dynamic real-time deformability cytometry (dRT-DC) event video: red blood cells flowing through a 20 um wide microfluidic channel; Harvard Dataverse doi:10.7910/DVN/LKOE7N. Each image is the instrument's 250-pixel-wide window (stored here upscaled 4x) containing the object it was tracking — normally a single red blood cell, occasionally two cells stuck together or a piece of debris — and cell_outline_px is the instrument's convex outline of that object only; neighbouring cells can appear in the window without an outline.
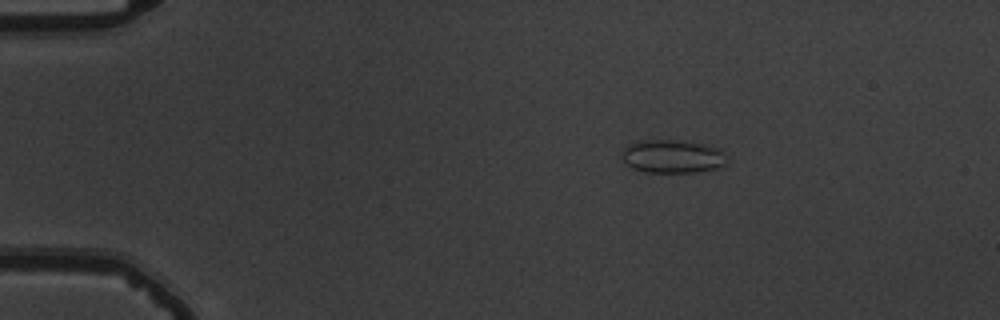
{"species": "common noctule bat (a hibernating species)", "species_latin": "Nyctalus noctula", "temperature_condition": "warm", "stored_images_in_passage": 54, "camera_frame_rate_fps": 3000, "um_per_image_px": 0.085, "animal": {"sex": "male", "body_mass_g": 19.5, "forearm_length_mm": 54.6}, "frame": {"image": 1, "passage_image": 9, "time_ms": 2.667, "image_size_px": [1000, 320], "cell_outline_px": [[728, 164], [716, 168], [696, 172], [648, 172], [632, 168], [624, 164], [624, 148], [628, 144], [636, 140], [672, 140], [704, 144], [720, 148], [724, 152], [728, 160]], "centroid_in_image_um": [57.19, 13.29], "position_along_channel_um": 27.8, "area_um2": 20.46}}
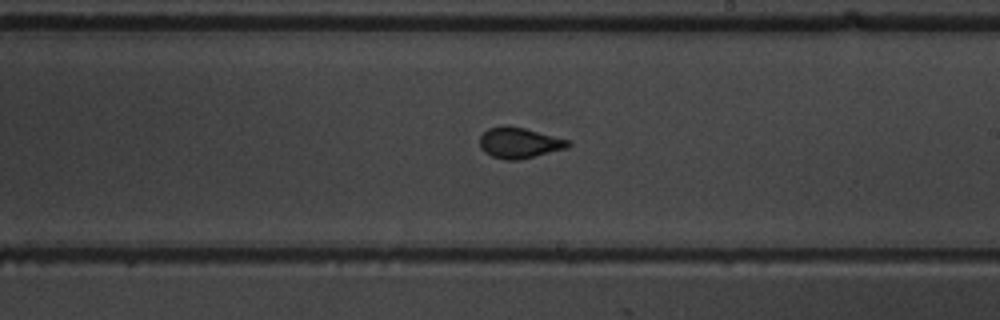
{"frame": {"image": 2, "passage_image": 32, "time_ms": 10.333, "image_size_px": [1000, 320], "cell_outline_px": [[572, 144], [568, 148], [520, 160], [504, 160], [492, 156], [484, 152], [480, 148], [480, 136], [488, 128], [504, 124], [524, 128], [568, 140]], "centroid_in_image_um": [44.12, 12.14], "position_along_channel_um": 244.9, "area_um2": 15.95}}
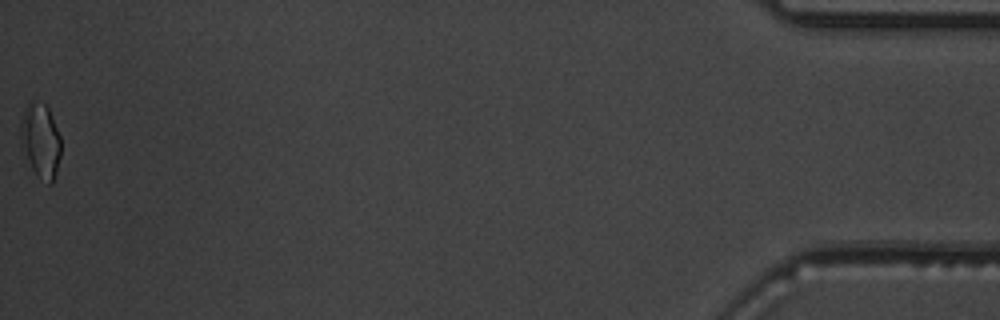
{"frame": {"image": 3, "passage_image": 54, "time_ms": 17.667, "image_size_px": [1000, 320], "cell_outline_px": [[60, 156], [56, 172], [52, 184], [48, 184], [36, 176], [20, 148], [20, 120], [24, 108], [28, 104], [44, 104], [48, 108], [60, 136]], "centroid_in_image_um": [3.42, 12.02], "position_along_channel_um": 431.8, "area_um2": 17.51}, "authors_computed_cell_mechanics": {"area_um2": 16.0106, "velocity_mm_per_s": 3.7786, "shape_relaxation_time_tau1_ms": 5.2888, "shape_relaxation_time_tau2_ms": 1.0381, "deformation_change_tau1": 0.1002, "deformation_change_tau2": 0.0567}}